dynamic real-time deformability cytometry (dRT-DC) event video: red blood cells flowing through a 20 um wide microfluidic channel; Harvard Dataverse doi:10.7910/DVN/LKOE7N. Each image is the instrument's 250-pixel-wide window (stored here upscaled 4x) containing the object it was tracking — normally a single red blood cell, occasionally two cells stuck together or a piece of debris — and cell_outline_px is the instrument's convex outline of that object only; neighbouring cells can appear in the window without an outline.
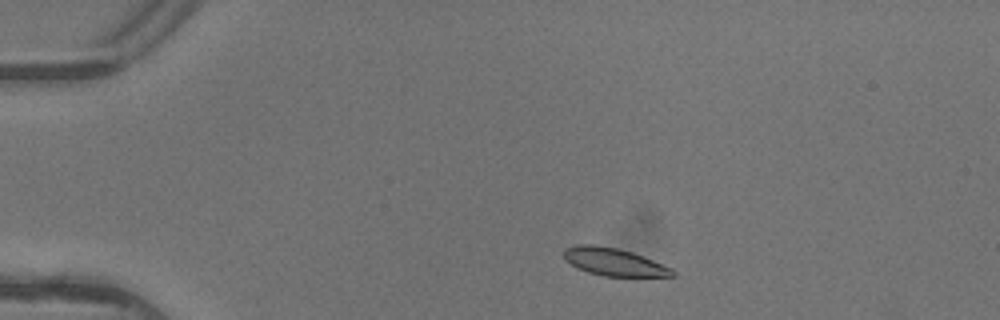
{"species": "common noctule bat (a hibernating species)", "species_latin": "Nyctalus noctula", "temperature_condition": "warm", "stored_images_in_passage": 3, "camera_frame_rate_fps": 3000, "um_per_image_px": 0.085, "animal": {"sex": "female"}, "frame": {"image": 1, "passage_image": 1, "time_ms": 0.0, "image_size_px": [1000, 320], "cell_outline_px": [[676, 276], [604, 276], [588, 272], [576, 268], [564, 260], [564, 248], [576, 244], [596, 244], [616, 248], [632, 252], [644, 256], [672, 268], [676, 272]], "centroid_in_image_um": [52.16, 22.25], "position_along_channel_um": 32.8, "area_um2": 17.69}}
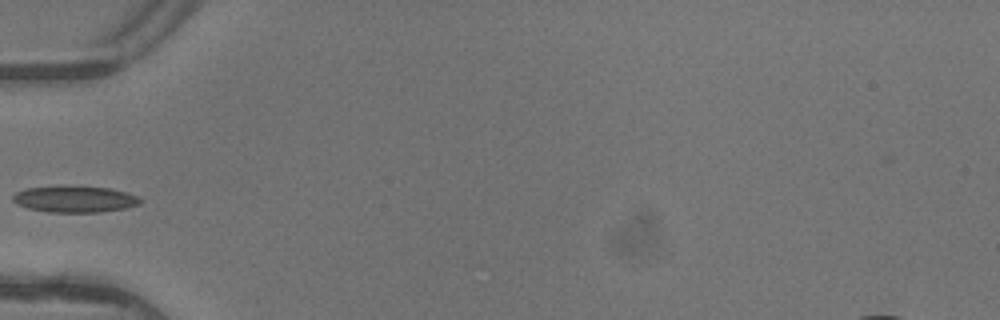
{"frame": {"image": 2, "passage_image": 3, "time_ms": 0.667, "image_size_px": [1000, 320], "cell_outline_px": [[144, 200], [140, 204], [124, 208], [100, 212], [48, 212], [28, 208], [16, 204], [12, 200], [12, 196], [16, 192], [28, 188], [68, 184], [72, 184], [108, 188], [124, 192], [136, 196]], "centroid_in_image_um": [6.32, 16.9], "position_along_channel_um": 78.7, "area_um2": 20.0}}